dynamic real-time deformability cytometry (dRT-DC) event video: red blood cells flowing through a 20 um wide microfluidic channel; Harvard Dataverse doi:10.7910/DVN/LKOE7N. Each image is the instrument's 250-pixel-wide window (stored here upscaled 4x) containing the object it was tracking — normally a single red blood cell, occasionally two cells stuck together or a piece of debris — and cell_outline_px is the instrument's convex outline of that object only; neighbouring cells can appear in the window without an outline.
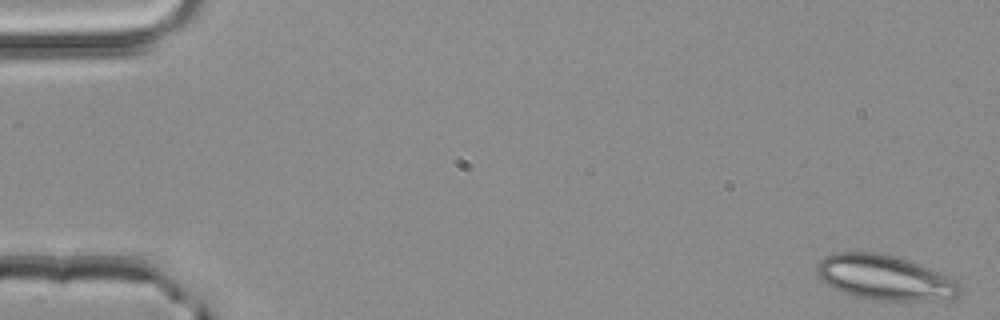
{"species": "common noctule bat (a hibernating species)", "species_latin": "Nyctalus noctula", "temperature_condition": "room temperature", "stored_images_in_passage": 4, "camera_frame_rate_fps": 3000, "um_per_image_px": 0.085, "animal": {"sex": "male", "body_mass_g": 20.4}, "frame": {"image": 1, "passage_image": 1, "time_ms": 0.0, "image_size_px": [1000, 320], "cell_outline_px": [[960, 292], [956, 296], [920, 300], [872, 300], [856, 296], [844, 292], [828, 284], [816, 272], [816, 264], [824, 256], [832, 252], [876, 252], [896, 256], [908, 260], [956, 280], [960, 284]], "centroid_in_image_um": [75.14, 23.56], "position_along_channel_um": 9.9, "area_um2": 36.7}}